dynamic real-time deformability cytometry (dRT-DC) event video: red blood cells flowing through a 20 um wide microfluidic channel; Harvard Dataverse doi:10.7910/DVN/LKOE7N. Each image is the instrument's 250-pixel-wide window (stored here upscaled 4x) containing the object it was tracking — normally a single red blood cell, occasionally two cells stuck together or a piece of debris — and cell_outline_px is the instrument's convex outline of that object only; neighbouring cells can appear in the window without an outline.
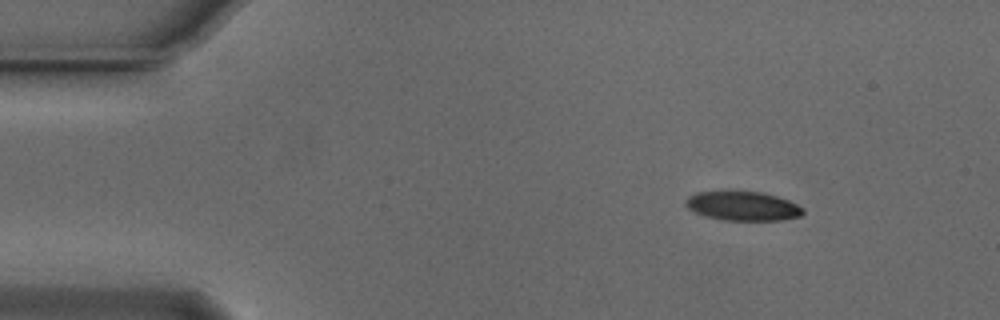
{"species": "Egyptian fruit bat (a non-hibernating species)", "species_latin": "Rousettus aegyptiacus", "temperature_condition": "cold", "stored_images_in_passage": 11, "camera_frame_rate_fps": 3000, "um_per_image_px": 0.085, "animal": {"sex": "male"}, "frame": {"image": 1, "passage_image": 1, "time_ms": 0.0, "image_size_px": [1000, 320], "cell_outline_px": [[804, 212], [800, 216], [784, 220], [724, 220], [704, 216], [688, 208], [684, 204], [684, 200], [688, 196], [696, 192], [764, 192], [788, 200], [804, 208]], "centroid_in_image_um": [63.13, 17.52], "position_along_channel_um": 21.9, "area_um2": 19.88}}